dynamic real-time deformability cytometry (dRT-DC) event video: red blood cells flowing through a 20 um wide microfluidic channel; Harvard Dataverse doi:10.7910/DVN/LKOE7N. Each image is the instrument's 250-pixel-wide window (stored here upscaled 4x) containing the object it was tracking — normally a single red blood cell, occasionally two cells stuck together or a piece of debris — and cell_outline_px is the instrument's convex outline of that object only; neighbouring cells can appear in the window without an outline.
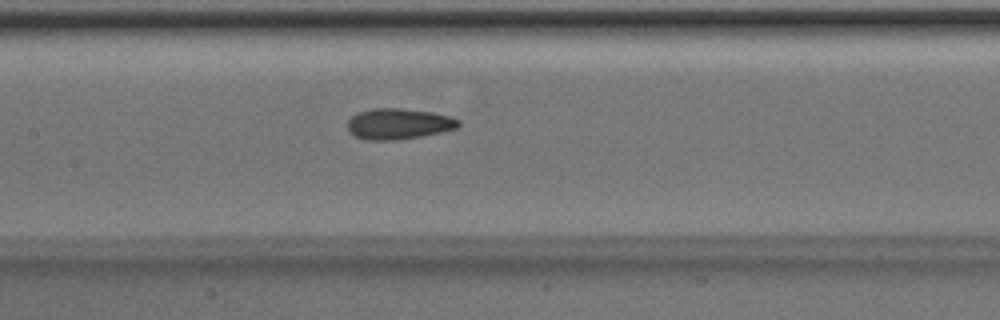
{"species": "Egyptian fruit bat (a non-hibernating species)", "species_latin": "Rousettus aegyptiacus", "temperature_condition": "room temperature", "stored_images_in_passage": 50, "camera_frame_rate_fps": 3000, "um_per_image_px": 0.085, "animal": {"sex": "male"}, "frame": {"image": 1, "passage_image": 24, "time_ms": 7.667, "image_size_px": [1000, 320], "cell_outline_px": [[460, 124], [456, 128], [440, 132], [420, 136], [396, 140], [364, 140], [348, 132], [348, 120], [356, 112], [372, 108], [400, 108], [432, 112], [448, 116], [460, 120]], "centroid_in_image_um": [33.83, 10.52], "position_along_channel_um": 173.6, "area_um2": 19.94}}
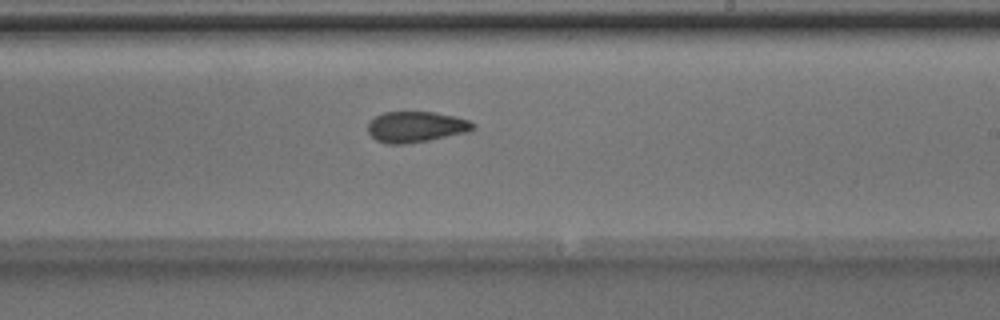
{"frame": {"image": 2, "passage_image": 30, "time_ms": 9.667, "image_size_px": [1000, 320], "cell_outline_px": [[476, 128], [472, 132], [428, 140], [404, 144], [384, 144], [376, 140], [368, 132], [368, 124], [376, 116], [384, 112], [432, 112], [456, 116], [472, 120], [476, 124]], "centroid_in_image_um": [35.44, 10.79], "position_along_channel_um": 253.6, "area_um2": 19.19}}
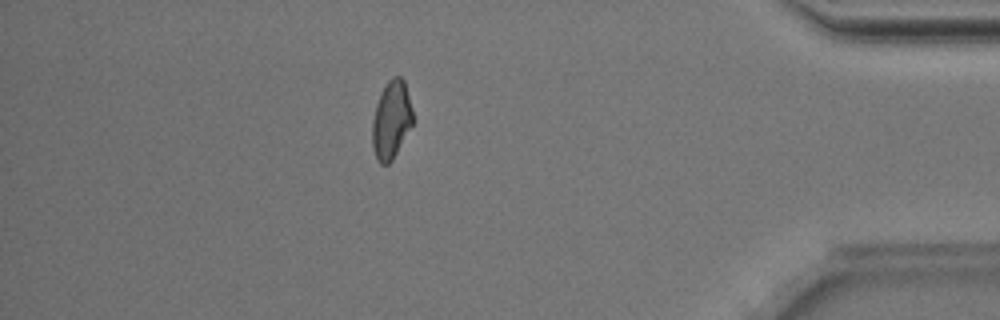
{"frame": {"image": 3, "passage_image": 44, "time_ms": 14.333, "image_size_px": [1000, 320], "cell_outline_px": [[412, 124], [392, 160], [388, 164], [380, 164], [376, 160], [372, 148], [372, 120], [376, 104], [380, 92], [388, 80], [392, 76], [400, 76], [404, 80], [412, 108]], "centroid_in_image_um": [33.23, 10.18], "position_along_channel_um": 402.0, "area_um2": 18.44}, "authors_computed_cell_mechanics": {"area_um2": 19.5942, "velocity_mm_per_s": 4.0359, "shape_relaxation_time_tau1_ms": 5.4346, "shape_relaxation_time_tau2_ms": 4.0835, "deformation_change_tau1": 0.1224, "deformation_change_tau2": 0.1015}}